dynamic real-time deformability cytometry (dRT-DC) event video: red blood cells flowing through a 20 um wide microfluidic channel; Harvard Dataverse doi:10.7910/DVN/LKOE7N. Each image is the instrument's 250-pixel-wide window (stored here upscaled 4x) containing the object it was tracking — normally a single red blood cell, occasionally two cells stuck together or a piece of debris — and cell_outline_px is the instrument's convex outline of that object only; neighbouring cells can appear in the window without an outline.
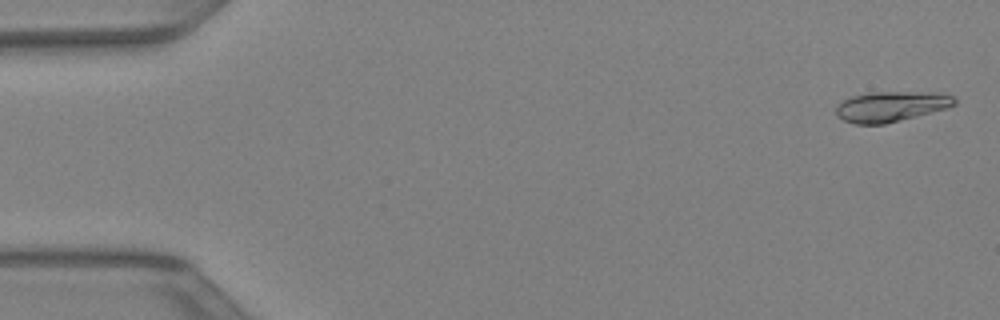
{"species": "Egyptian fruit bat (a non-hibernating species)", "species_latin": "Rousettus aegyptiacus", "temperature_condition": "warm", "stored_images_in_passage": 44, "camera_frame_rate_fps": 3000, "um_per_image_px": 0.085, "animal": {"sex": "female"}, "frame": {"image": 1, "passage_image": 2, "time_ms": 0.333, "image_size_px": [1000, 320], "cell_outline_px": [[956, 104], [944, 108], [900, 120], [884, 124], [856, 124], [844, 120], [836, 116], [836, 104], [852, 96], [868, 92], [936, 92], [952, 96], [956, 100]], "centroid_in_image_um": [75.68, 9.04], "position_along_channel_um": 9.3, "area_um2": 20.69}}
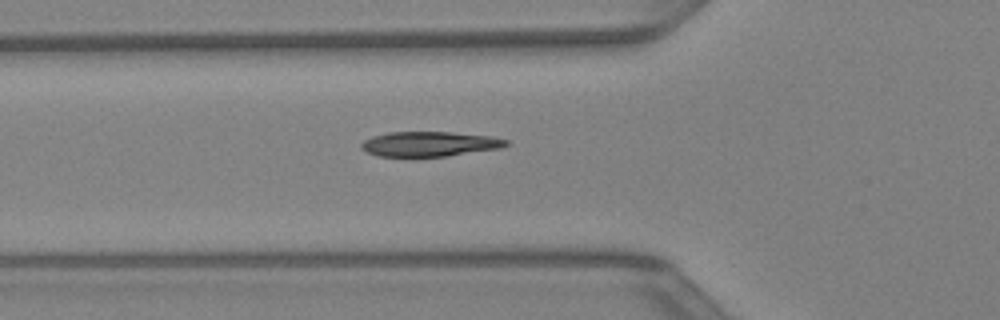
{"frame": {"image": 2, "passage_image": 16, "time_ms": 5.0, "image_size_px": [1000, 320], "cell_outline_px": [[508, 144], [500, 148], [448, 156], [380, 156], [368, 152], [360, 148], [360, 144], [364, 140], [372, 136], [388, 132], [452, 132], [492, 136], [508, 140]], "centroid_in_image_um": [36.51, 12.23], "position_along_channel_um": 89.3, "area_um2": 20.92}}
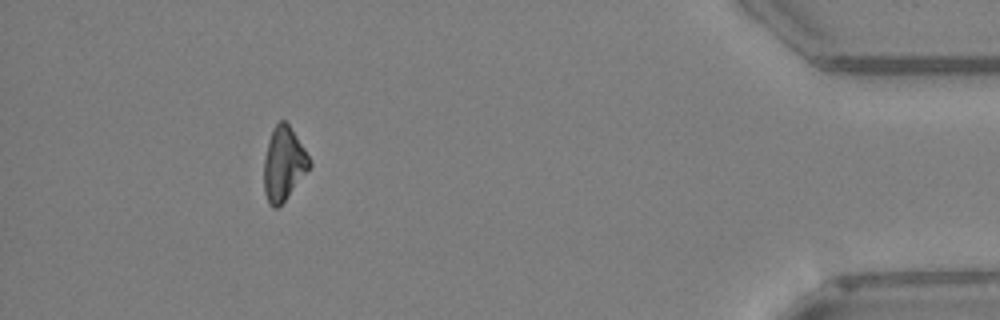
{"frame": {"image": 3, "passage_image": 40, "time_ms": 13.0, "image_size_px": [1000, 320], "cell_outline_px": [[312, 164], [284, 200], [276, 208], [272, 208], [268, 204], [264, 192], [264, 160], [268, 140], [272, 128], [280, 120], [284, 120], [288, 124], [312, 160]], "centroid_in_image_um": [24.09, 13.91], "position_along_channel_um": 411.1, "area_um2": 19.31}}